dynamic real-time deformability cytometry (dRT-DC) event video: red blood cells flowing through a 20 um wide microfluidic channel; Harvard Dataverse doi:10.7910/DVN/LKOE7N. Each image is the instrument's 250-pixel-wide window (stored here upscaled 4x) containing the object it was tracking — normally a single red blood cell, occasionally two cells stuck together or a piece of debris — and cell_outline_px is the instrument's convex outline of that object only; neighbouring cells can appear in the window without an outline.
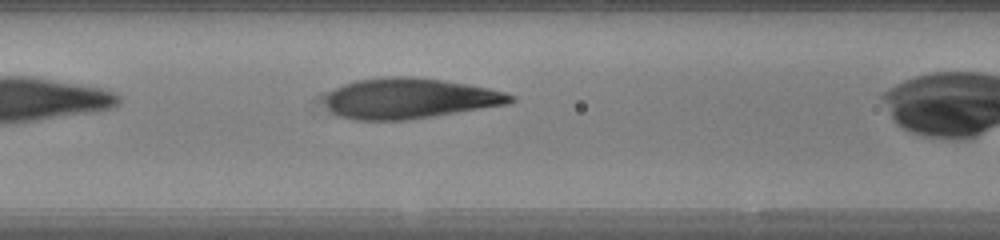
{"species": "human", "species_latin": "Homo sapiens", "temperature_condition": "warm", "stored_images_in_passage": 27, "camera_frame_rate_fps": 3000, "um_per_image_px": 0.085, "donor": {"sex": "female"}, "frame": {"image": 1, "passage_image": 8, "time_ms": 2.333, "image_size_px": [1000, 240], "cell_outline_px": [[516, 100], [508, 104], [408, 120], [356, 120], [340, 116], [332, 112], [328, 108], [328, 92], [344, 84], [356, 80], [384, 76], [412, 76], [468, 84], [488, 88], [504, 92], [516, 96]], "centroid_in_image_um": [34.84, 8.36], "position_along_channel_um": 131.8, "area_um2": 43.52}}
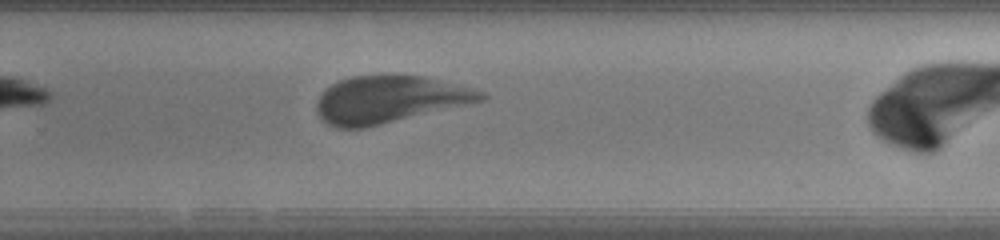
{"frame": {"image": 2, "passage_image": 20, "time_ms": 6.333, "image_size_px": [1000, 240], "cell_outline_px": [[488, 96], [484, 100], [364, 128], [336, 128], [328, 124], [316, 112], [316, 104], [320, 96], [332, 84], [340, 80], [352, 76], [424, 76], [484, 92]], "centroid_in_image_um": [33.06, 8.46], "position_along_channel_um": 296.7, "area_um2": 44.22}}
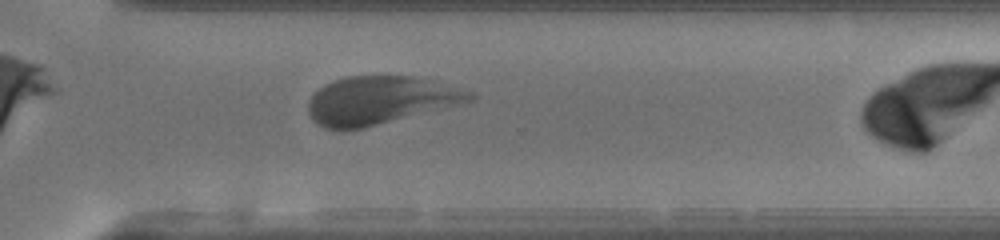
{"frame": {"image": 3, "passage_image": 23, "time_ms": 7.333, "image_size_px": [1000, 240], "cell_outline_px": [[476, 96], [472, 100], [460, 104], [364, 128], [324, 128], [316, 124], [312, 120], [308, 112], [308, 100], [324, 84], [332, 80], [348, 76], [412, 76], [472, 92]], "centroid_in_image_um": [32.25, 8.53], "position_along_channel_um": 338.3, "area_um2": 44.62}}